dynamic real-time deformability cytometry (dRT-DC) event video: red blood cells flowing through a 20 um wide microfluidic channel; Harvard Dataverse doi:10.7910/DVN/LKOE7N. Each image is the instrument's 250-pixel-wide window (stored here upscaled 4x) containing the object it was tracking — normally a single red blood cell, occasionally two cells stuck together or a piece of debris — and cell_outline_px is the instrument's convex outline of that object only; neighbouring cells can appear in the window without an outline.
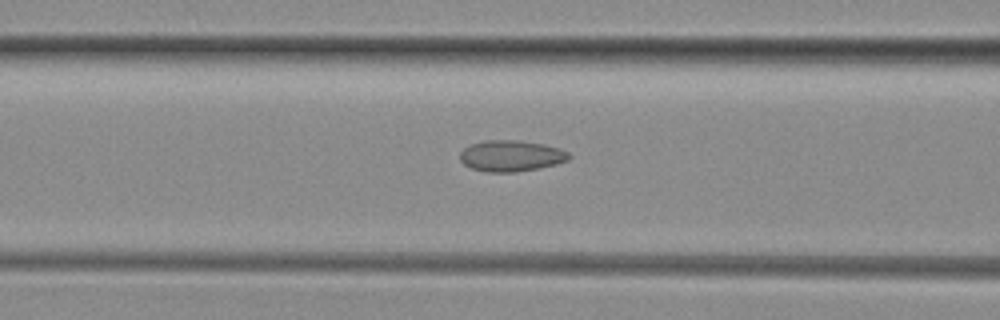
{"species": "common noctule bat (a hibernating species)", "species_latin": "Nyctalus noctula", "temperature_condition": "room temperature", "stored_images_in_passage": 41, "camera_frame_rate_fps": 3000, "um_per_image_px": 0.085, "animal": {"sex": "female", "body_mass_g": 29.2, "forearm_length_mm": 56.3}, "frame": {"image": 1, "passage_image": 20, "time_ms": 6.333, "image_size_px": [1000, 320], "cell_outline_px": [[572, 156], [568, 160], [556, 164], [540, 168], [516, 172], [488, 172], [472, 168], [464, 164], [460, 160], [460, 152], [464, 148], [472, 144], [484, 140], [520, 140], [544, 144], [560, 148], [568, 152]], "centroid_in_image_um": [43.47, 13.24], "position_along_channel_um": 123.1, "area_um2": 19.88}}
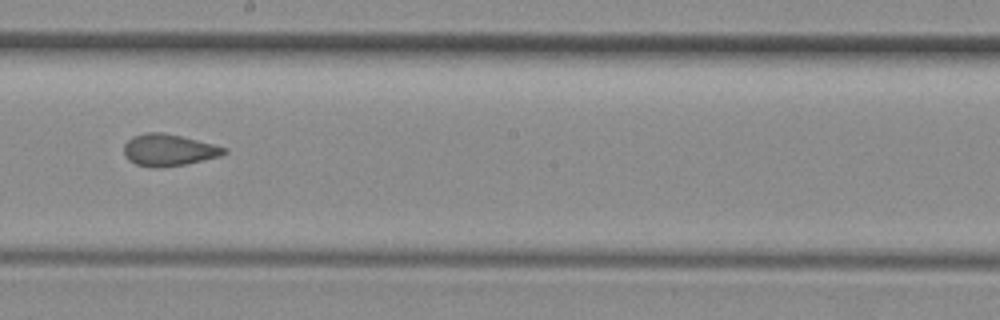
{"frame": {"image": 2, "passage_image": 28, "time_ms": 9.0, "image_size_px": [1000, 320], "cell_outline_px": [[228, 152], [220, 156], [184, 164], [160, 168], [152, 168], [136, 164], [128, 160], [124, 156], [124, 144], [132, 136], [148, 132], [160, 132], [180, 136], [228, 148]], "centroid_in_image_um": [14.3, 12.76], "position_along_channel_um": 233.9, "area_um2": 18.5}}
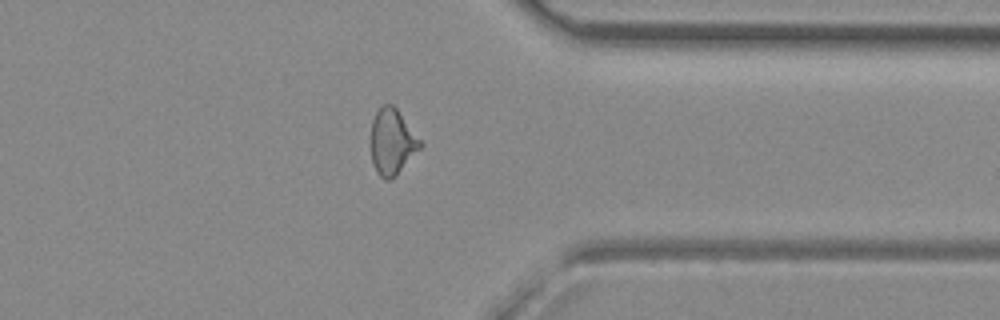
{"frame": {"image": 3, "passage_image": 39, "time_ms": 12.667, "image_size_px": [1000, 320], "cell_outline_px": [[424, 144], [396, 176], [392, 180], [384, 180], [376, 172], [372, 164], [372, 120], [376, 112], [384, 104], [392, 104], [396, 108]], "centroid_in_image_um": [33.34, 12.09], "position_along_channel_um": 378.1, "area_um2": 18.79}}